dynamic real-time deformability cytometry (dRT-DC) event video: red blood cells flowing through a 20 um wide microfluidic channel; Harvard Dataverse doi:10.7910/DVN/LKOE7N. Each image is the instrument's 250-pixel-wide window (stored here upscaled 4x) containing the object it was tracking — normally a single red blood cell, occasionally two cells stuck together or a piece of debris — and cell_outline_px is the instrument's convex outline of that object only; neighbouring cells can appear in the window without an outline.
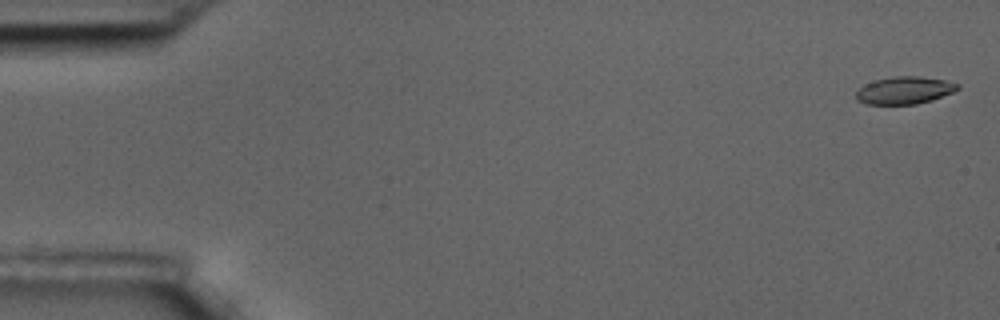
{"species": "common noctule bat (a hibernating species)", "species_latin": "Nyctalus noctula", "temperature_condition": "room temperature", "stored_images_in_passage": 6, "camera_frame_rate_fps": 3000, "um_per_image_px": 0.085, "animal": {"sex": "male", "body_mass_g": 17.5, "forearm_length_mm": 52.3}, "frame": {"image": 1, "passage_image": 1, "time_ms": 0.0, "image_size_px": [1000, 320], "cell_outline_px": [[960, 88], [952, 92], [932, 100], [916, 104], [864, 104], [856, 100], [856, 92], [864, 84], [876, 80], [892, 76], [916, 76], [944, 80], [960, 84]], "centroid_in_image_um": [76.86, 7.68], "position_along_channel_um": 8.1, "area_um2": 16.18}}
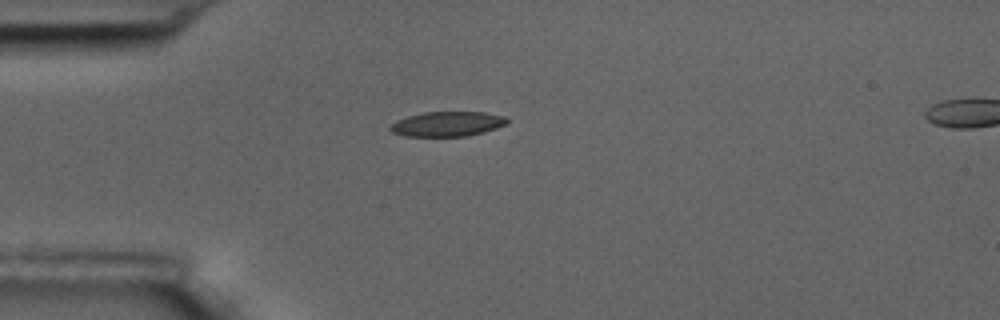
{"frame": {"image": 2, "passage_image": 5, "time_ms": 1.333, "image_size_px": [1000, 320], "cell_outline_px": [[508, 124], [484, 132], [468, 136], [404, 136], [392, 132], [388, 128], [396, 120], [408, 116], [424, 112], [484, 112], [504, 116], [508, 120]], "centroid_in_image_um": [38.03, 10.54], "position_along_channel_um": 47.0, "area_um2": 16.94}}